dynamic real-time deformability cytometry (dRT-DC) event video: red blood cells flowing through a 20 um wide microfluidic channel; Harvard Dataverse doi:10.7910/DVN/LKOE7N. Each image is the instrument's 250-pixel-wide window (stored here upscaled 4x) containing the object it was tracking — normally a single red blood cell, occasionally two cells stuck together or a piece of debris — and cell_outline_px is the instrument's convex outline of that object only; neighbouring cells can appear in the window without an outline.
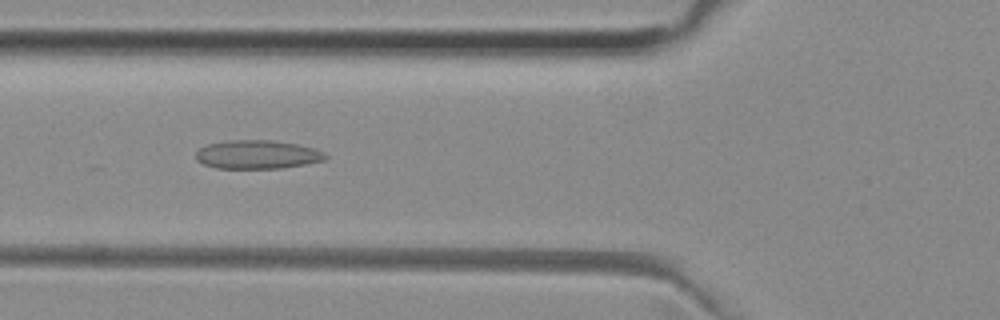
{"species": "common noctule bat (a hibernating species)", "species_latin": "Nyctalus noctula", "temperature_condition": "room temperature", "stored_images_in_passage": 36, "camera_frame_rate_fps": 3000, "um_per_image_px": 0.085, "animal": {"sex": "female", "body_mass_g": 29.2, "forearm_length_mm": 56.3}, "frame": {"image": 1, "passage_image": 3, "time_ms": 0.667, "image_size_px": [1000, 320], "cell_outline_px": [[328, 156], [324, 160], [304, 164], [280, 168], [216, 168], [204, 164], [196, 160], [196, 152], [200, 148], [208, 144], [228, 140], [272, 140], [296, 144], [316, 148], [324, 152]], "centroid_in_image_um": [21.87, 13.13], "position_along_channel_um": 103.9, "area_um2": 21.56}}
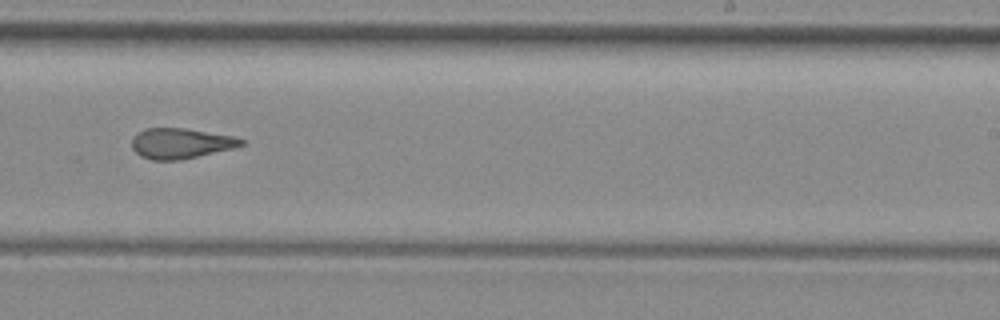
{"frame": {"image": 2, "passage_image": 16, "time_ms": 5.0, "image_size_px": [1000, 320], "cell_outline_px": [[248, 140], [244, 144], [232, 148], [180, 160], [152, 160], [140, 156], [132, 148], [132, 136], [136, 132], [144, 128], [188, 128], [236, 136]], "centroid_in_image_um": [15.36, 12.16], "position_along_channel_um": 273.6, "area_um2": 19.65}}
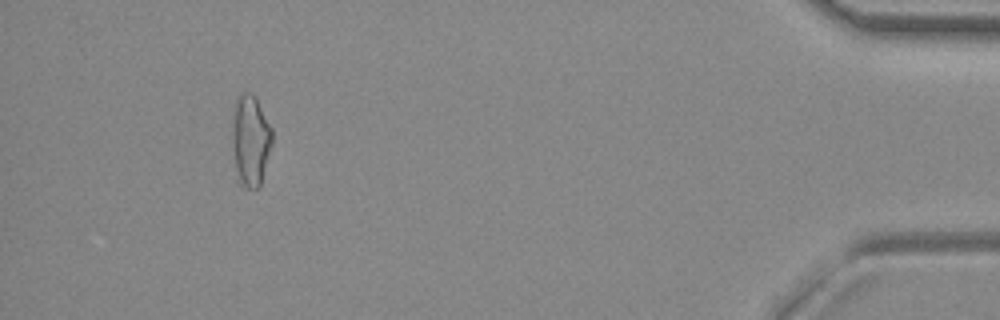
{"frame": {"image": 3, "passage_image": 32, "time_ms": 10.333, "image_size_px": [1000, 320], "cell_outline_px": [[272, 144], [260, 184], [256, 188], [240, 188], [236, 180], [232, 148], [232, 112], [236, 100], [244, 92], [248, 92], [256, 96], [272, 128]], "centroid_in_image_um": [21.26, 11.96], "position_along_channel_um": 413.9, "area_um2": 21.73}}